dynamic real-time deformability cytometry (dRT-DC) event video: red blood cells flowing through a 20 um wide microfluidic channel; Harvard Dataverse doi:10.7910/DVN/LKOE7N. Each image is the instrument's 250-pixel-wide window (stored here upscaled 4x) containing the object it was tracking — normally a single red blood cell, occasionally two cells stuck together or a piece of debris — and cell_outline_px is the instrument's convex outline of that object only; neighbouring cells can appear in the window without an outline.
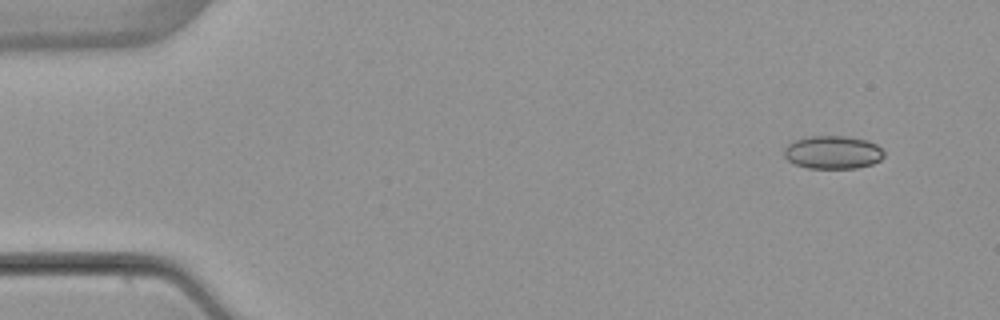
{"species": "common noctule bat (a hibernating species)", "species_latin": "Nyctalus noctula", "temperature_condition": "warm", "stored_images_in_passage": 4, "camera_frame_rate_fps": 3000, "um_per_image_px": 0.085, "animal": {"sex": "female", "body_mass_g": 22.7, "forearm_length_mm": 54.2}, "frame": {"image": 1, "passage_image": 1, "time_ms": 0.0, "image_size_px": [1000, 320], "cell_outline_px": [[884, 156], [880, 160], [872, 164], [856, 168], [808, 168], [796, 164], [788, 160], [784, 156], [784, 148], [788, 144], [796, 140], [812, 136], [844, 136], [864, 140], [876, 144], [884, 152]], "centroid_in_image_um": [70.79, 12.95], "position_along_channel_um": 14.2, "area_um2": 19.07}}
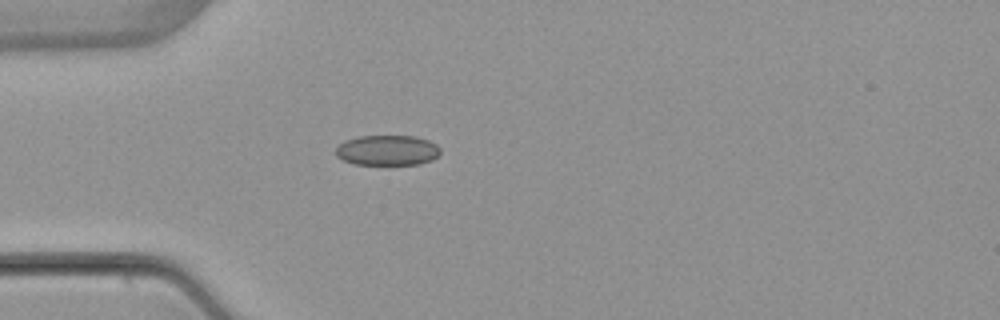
{"frame": {"image": 2, "passage_image": 4, "time_ms": 3.667, "image_size_px": [1000, 320], "cell_outline_px": [[440, 152], [432, 160], [420, 164], [352, 164], [336, 156], [336, 148], [344, 140], [356, 136], [416, 136], [428, 140], [436, 144], [440, 148]], "centroid_in_image_um": [32.91, 12.77], "position_along_channel_um": 52.1, "area_um2": 18.5}}